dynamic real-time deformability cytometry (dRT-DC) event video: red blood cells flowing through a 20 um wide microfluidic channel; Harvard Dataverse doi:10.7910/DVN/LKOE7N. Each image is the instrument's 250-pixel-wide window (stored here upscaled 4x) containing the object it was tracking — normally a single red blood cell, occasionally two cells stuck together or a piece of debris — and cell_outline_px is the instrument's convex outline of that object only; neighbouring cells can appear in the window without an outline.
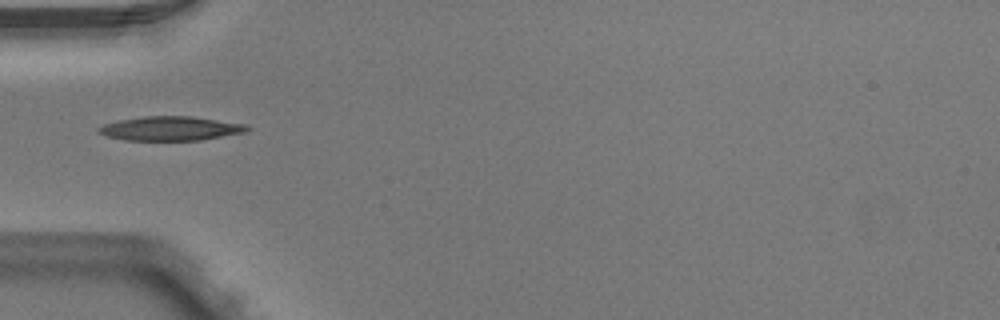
{"species": "Egyptian fruit bat (a non-hibernating species)", "species_latin": "Rousettus aegyptiacus", "temperature_condition": "warm", "stored_images_in_passage": 1, "camera_frame_rate_fps": 3000, "um_per_image_px": 0.085, "animal": {"sex": "male"}, "frame": {"image": 1, "passage_image": 1, "time_ms": 0.0, "image_size_px": [1000, 320], "cell_outline_px": [[252, 128], [248, 132], [200, 140], [124, 140], [108, 136], [96, 132], [96, 128], [104, 124], [120, 120], [144, 116], [192, 116], [244, 124]], "centroid_in_image_um": [14.5, 10.92], "position_along_channel_um": 70.5, "area_um2": 20.92}}